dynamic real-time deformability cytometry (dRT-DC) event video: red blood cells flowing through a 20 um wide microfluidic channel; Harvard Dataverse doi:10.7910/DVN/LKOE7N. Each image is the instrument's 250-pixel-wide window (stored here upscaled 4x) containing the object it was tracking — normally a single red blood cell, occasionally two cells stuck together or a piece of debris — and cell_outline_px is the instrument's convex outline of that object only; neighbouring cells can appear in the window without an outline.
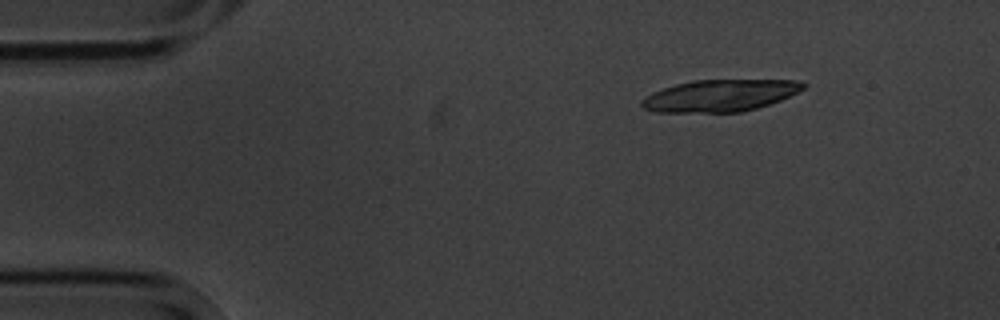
{"species": "common noctule bat (a hibernating species)", "species_latin": "Nyctalus noctula", "temperature_condition": "cold", "stored_images_in_passage": 10, "camera_frame_rate_fps": 3000, "um_per_image_px": 0.085, "animal": {"sex": "male", "body_mass_g": 20.1, "forearm_length_mm": 53.5}, "frame": {"image": 1, "passage_image": 1, "time_ms": 0.0, "image_size_px": [1000, 320], "cell_outline_px": [[808, 84], [804, 88], [780, 100], [756, 108], [740, 112], [656, 112], [644, 108], [640, 104], [640, 100], [652, 92], [676, 84], [692, 80], [800, 80]], "centroid_in_image_um": [61.18, 8.12], "position_along_channel_um": 23.8, "area_um2": 29.88}}
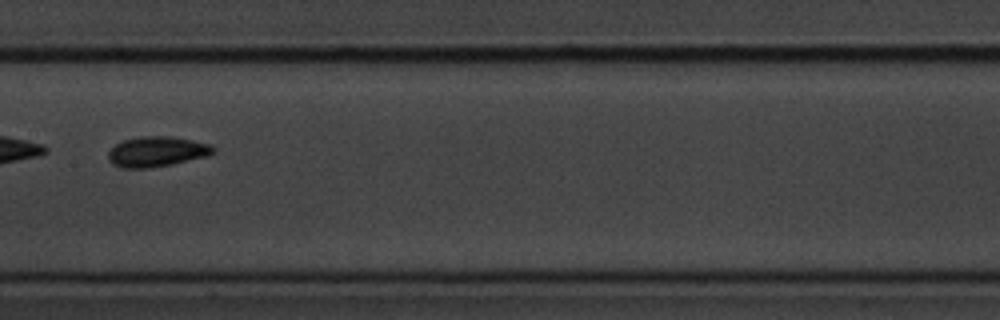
{"frame": {"image": 2, "passage_image": 7, "time_ms": 7.0, "image_size_px": [1000, 320], "cell_outline_px": [[216, 148], [208, 156], [172, 164], [148, 168], [124, 168], [112, 164], [108, 160], [108, 152], [120, 140], [140, 136], [168, 136], [192, 140], [212, 144]], "centroid_in_image_um": [13.31, 12.88], "position_along_channel_um": 194.1, "area_um2": 18.61}}
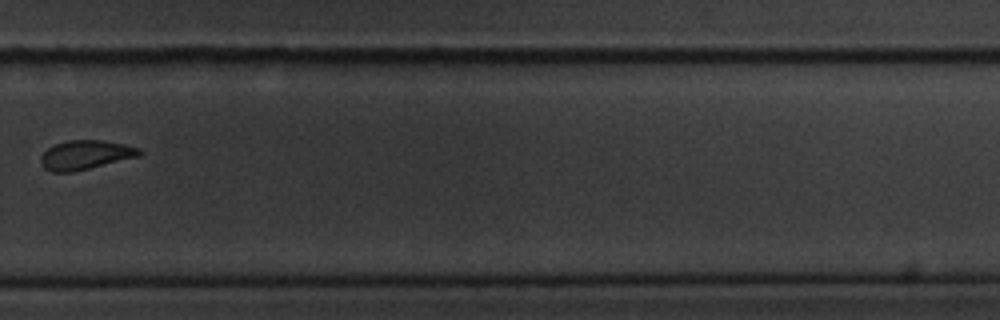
{"frame": {"image": 3, "passage_image": 10, "time_ms": 10.667, "image_size_px": [1000, 320], "cell_outline_px": [[140, 156], [72, 172], [52, 172], [44, 168], [40, 160], [40, 156], [48, 148], [56, 144], [68, 140], [100, 140], [124, 144], [140, 148]], "centroid_in_image_um": [7.24, 13.17], "position_along_channel_um": 322.6, "area_um2": 16.59}}